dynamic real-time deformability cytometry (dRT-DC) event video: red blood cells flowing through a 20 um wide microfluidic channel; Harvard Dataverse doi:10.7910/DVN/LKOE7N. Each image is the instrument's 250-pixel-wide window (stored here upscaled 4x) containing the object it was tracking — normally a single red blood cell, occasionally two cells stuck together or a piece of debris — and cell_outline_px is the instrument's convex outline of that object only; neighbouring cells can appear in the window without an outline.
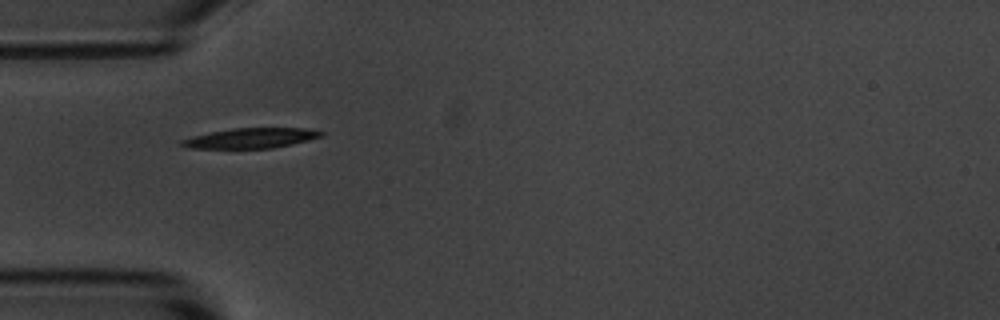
{"species": "common noctule bat (a hibernating species)", "species_latin": "Nyctalus noctula", "temperature_condition": "room temperature", "stored_images_in_passage": 15, "camera_frame_rate_fps": 3000, "um_per_image_px": 0.085, "animal": {"sex": "male", "body_mass_g": 20.1, "forearm_length_mm": 53.5}, "frame": {"image": 1, "passage_image": 5, "time_ms": 5.333, "image_size_px": [1000, 320], "cell_outline_px": [[324, 136], [292, 144], [272, 148], [188, 148], [180, 144], [180, 140], [192, 136], [208, 132], [232, 128], [304, 128], [324, 132]], "centroid_in_image_um": [21.3, 11.73], "position_along_channel_um": 63.7, "area_um2": 16.36}}
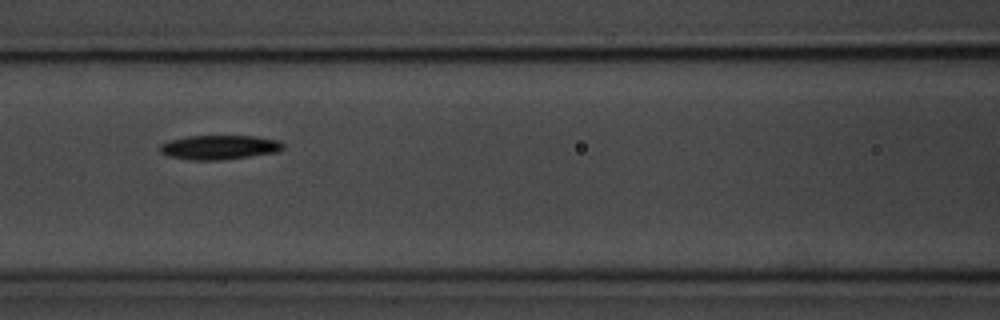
{"frame": {"image": 2, "passage_image": 7, "time_ms": 7.667, "image_size_px": [1000, 320], "cell_outline_px": [[284, 148], [276, 152], [220, 160], [192, 160], [168, 156], [160, 152], [160, 144], [168, 140], [188, 136], [256, 136], [280, 140], [284, 144]], "centroid_in_image_um": [18.63, 12.51], "position_along_channel_um": 148.0, "area_um2": 17.46}}
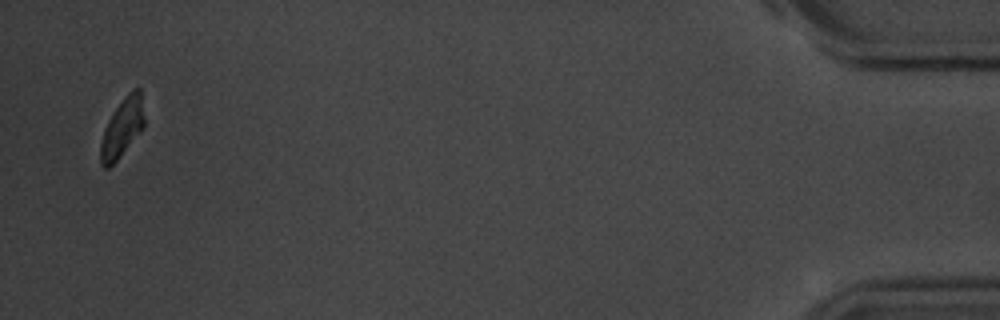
{"frame": {"image": 3, "passage_image": 15, "time_ms": 17.667, "image_size_px": [1000, 320], "cell_outline_px": [[144, 128], [116, 160], [108, 168], [104, 168], [100, 164], [100, 144], [104, 128], [112, 112], [124, 96], [132, 88], [140, 88], [144, 116]], "centroid_in_image_um": [10.38, 10.83], "position_along_channel_um": 424.8, "area_um2": 15.03}, "authors_computed_cell_mechanics": {"area_um2": 17.34, "velocity_mm_per_s": 3.642, "shape_relaxation_time_tau1_ms": 1.7577, "shape_relaxation_time_tau2_ms": null, "deformation_change_tau1": 0.1084, "deformation_change_tau2": null}}